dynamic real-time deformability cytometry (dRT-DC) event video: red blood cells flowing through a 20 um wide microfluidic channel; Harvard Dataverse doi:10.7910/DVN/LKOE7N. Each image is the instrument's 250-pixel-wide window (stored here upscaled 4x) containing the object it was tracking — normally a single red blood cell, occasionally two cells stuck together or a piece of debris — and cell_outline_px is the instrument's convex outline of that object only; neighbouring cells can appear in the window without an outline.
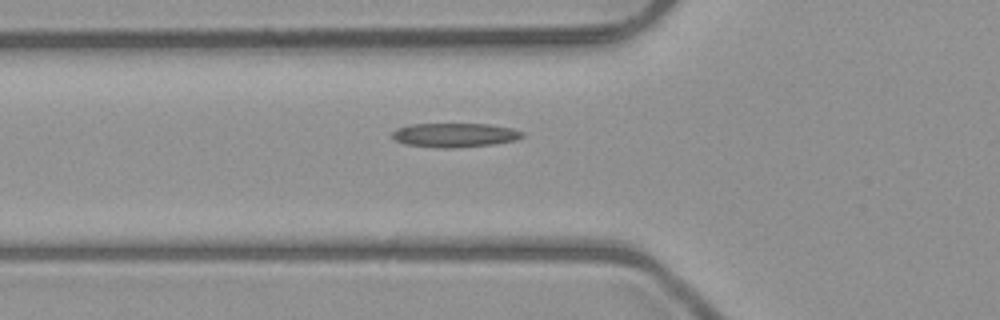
{"species": "common noctule bat (a hibernating species)", "species_latin": "Nyctalus noctula", "temperature_condition": "room temperature", "stored_images_in_passage": 6, "camera_frame_rate_fps": 3000, "um_per_image_px": 0.085, "animal": {"sex": "male", "body_mass_g": 23.1, "forearm_length_mm": 52.7}, "frame": {"image": 1, "passage_image": 6, "time_ms": 5.667, "image_size_px": [1000, 320], "cell_outline_px": [[524, 136], [516, 140], [492, 144], [456, 148], [440, 148], [404, 144], [396, 140], [392, 136], [392, 132], [396, 128], [412, 124], [488, 124], [512, 128], [524, 132]], "centroid_in_image_um": [38.65, 11.48], "position_along_channel_um": 87.1, "area_um2": 18.32}}